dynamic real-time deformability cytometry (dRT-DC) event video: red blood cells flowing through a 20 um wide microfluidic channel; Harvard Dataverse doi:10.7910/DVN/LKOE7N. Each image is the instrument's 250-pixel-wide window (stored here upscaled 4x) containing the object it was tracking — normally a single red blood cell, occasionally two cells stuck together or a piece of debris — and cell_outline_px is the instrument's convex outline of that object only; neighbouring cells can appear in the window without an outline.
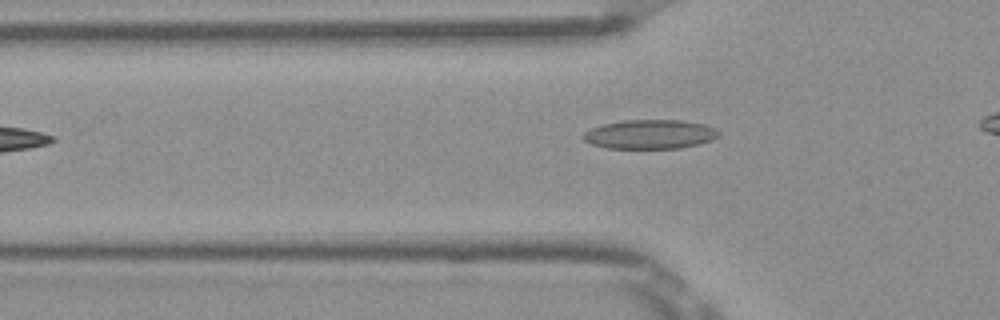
{"species": "Egyptian fruit bat (a non-hibernating species)", "species_latin": "Rousettus aegyptiacus", "temperature_condition": "room temperature", "stored_images_in_passage": 28, "camera_frame_rate_fps": 3000, "um_per_image_px": 0.085, "frame": {"image": 1, "passage_image": 2, "time_ms": 0.333, "image_size_px": [1000, 320], "cell_outline_px": [[720, 136], [712, 140], [700, 144], [680, 148], [604, 148], [592, 144], [584, 140], [580, 136], [584, 132], [592, 128], [604, 124], [624, 120], [680, 120], [704, 124], [716, 128], [720, 132]], "centroid_in_image_um": [55.27, 11.42], "position_along_channel_um": 70.5, "area_um2": 23.18}}
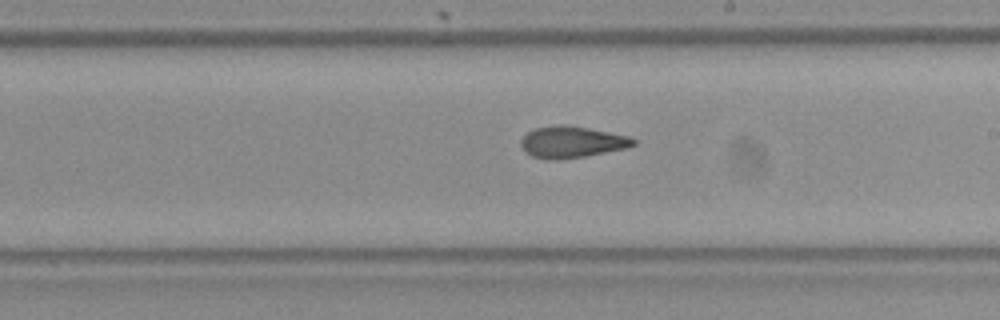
{"frame": {"image": 2, "passage_image": 15, "time_ms": 4.667, "image_size_px": [1000, 320], "cell_outline_px": [[640, 140], [636, 144], [628, 148], [584, 156], [556, 160], [548, 160], [532, 156], [524, 152], [520, 144], [520, 140], [528, 132], [536, 128], [556, 124], [564, 124], [588, 128], [628, 136]], "centroid_in_image_um": [48.61, 12.07], "position_along_channel_um": 240.4, "area_um2": 20.81}}
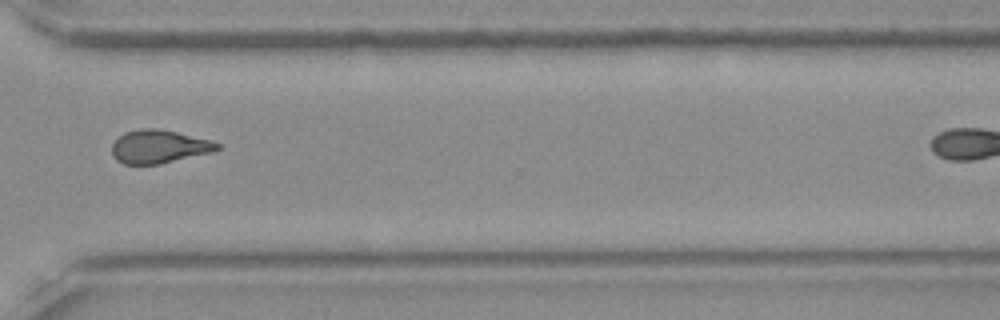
{"frame": {"image": 3, "passage_image": 24, "time_ms": 7.667, "image_size_px": [1000, 320], "cell_outline_px": [[220, 148], [212, 152], [160, 164], [124, 164], [116, 160], [112, 156], [112, 144], [124, 132], [140, 128], [160, 128], [212, 140], [220, 144]], "centroid_in_image_um": [13.51, 12.45], "position_along_channel_um": 357.1, "area_um2": 20.58}}